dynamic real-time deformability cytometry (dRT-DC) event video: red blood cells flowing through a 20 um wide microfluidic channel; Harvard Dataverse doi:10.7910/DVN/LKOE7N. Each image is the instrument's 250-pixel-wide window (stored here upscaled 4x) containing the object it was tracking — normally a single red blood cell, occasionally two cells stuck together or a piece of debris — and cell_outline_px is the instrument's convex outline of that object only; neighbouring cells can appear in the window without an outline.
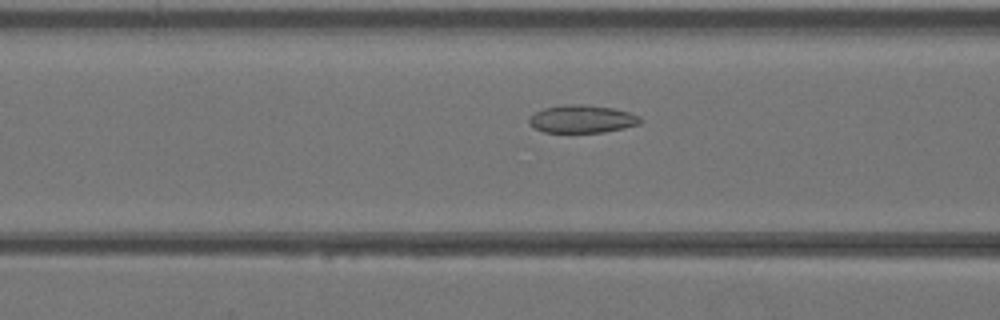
{"species": "Egyptian fruit bat (a non-hibernating species)", "species_latin": "Rousettus aegyptiacus", "temperature_condition": "warm", "stored_images_in_passage": 29, "camera_frame_rate_fps": 3000, "um_per_image_px": 0.085, "animal": {"sex": "female"}, "frame": {"image": 1, "passage_image": 11, "time_ms": 3.333, "image_size_px": [1000, 320], "cell_outline_px": [[644, 120], [640, 124], [624, 128], [604, 132], [544, 132], [528, 124], [528, 116], [544, 108], [568, 104], [584, 104], [612, 108], [628, 112], [640, 116]], "centroid_in_image_um": [49.48, 10.11], "position_along_channel_um": 117.1, "area_um2": 18.09}}
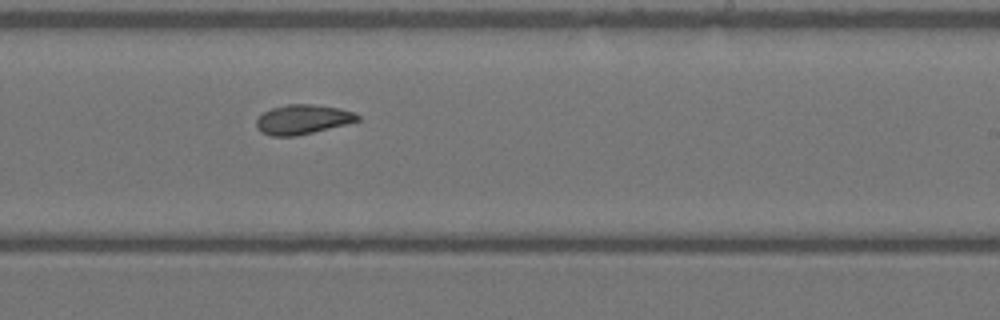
{"frame": {"image": 2, "passage_image": 20, "time_ms": 6.333, "image_size_px": [1000, 320], "cell_outline_px": [[360, 120], [296, 136], [272, 136], [260, 132], [256, 124], [256, 120], [264, 112], [272, 108], [288, 104], [312, 104], [340, 108], [352, 112], [360, 116]], "centroid_in_image_um": [25.7, 10.15], "position_along_channel_um": 263.3, "area_um2": 17.17}}
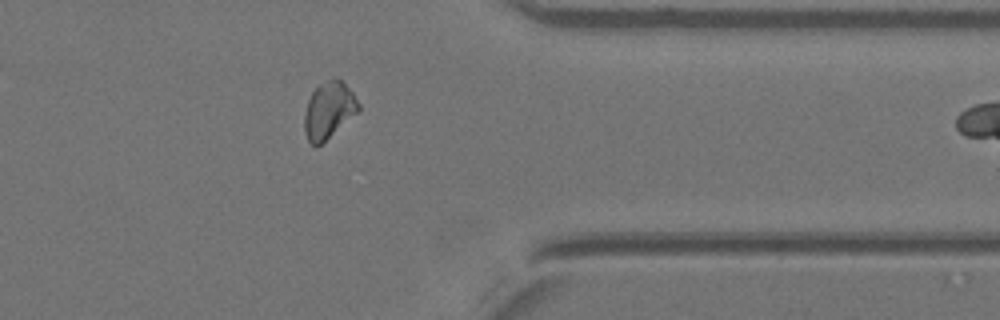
{"frame": {"image": 3, "passage_image": 28, "time_ms": 9.0, "image_size_px": [1000, 320], "cell_outline_px": [[360, 112], [316, 148], [308, 140], [304, 132], [304, 112], [308, 100], [312, 92], [320, 84], [336, 76], [352, 92], [360, 104]], "centroid_in_image_um": [27.95, 9.4], "position_along_channel_um": 383.4, "area_um2": 18.03}}